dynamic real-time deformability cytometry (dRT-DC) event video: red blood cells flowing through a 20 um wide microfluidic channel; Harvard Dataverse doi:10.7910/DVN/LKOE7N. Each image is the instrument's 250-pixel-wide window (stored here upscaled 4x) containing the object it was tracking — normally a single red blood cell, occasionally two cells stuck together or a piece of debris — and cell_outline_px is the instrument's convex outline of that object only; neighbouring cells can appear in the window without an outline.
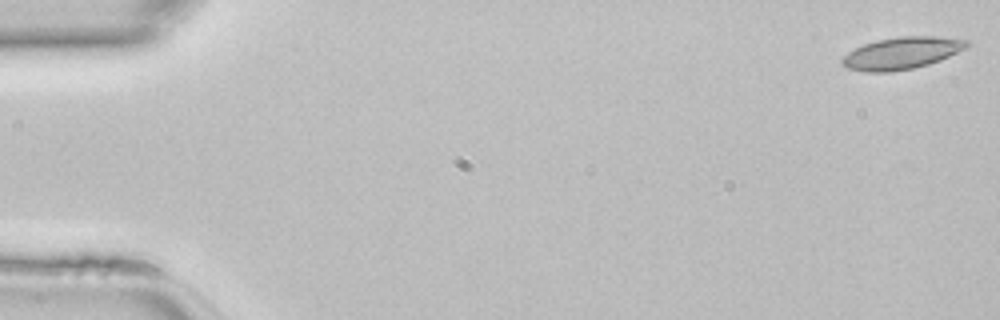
{"species": "common noctule bat (a hibernating species)", "species_latin": "Nyctalus noctula", "temperature_condition": "room temperature", "stored_images_in_passage": 47, "camera_frame_rate_fps": 3000, "um_per_image_px": 0.085, "animal": {"sex": "female", "body_mass_g": 22.7, "forearm_length_mm": 54.2}, "frame": {"image": 1, "passage_image": 1, "time_ms": 0.0, "image_size_px": [1000, 320], "cell_outline_px": [[968, 48], [940, 60], [928, 64], [912, 68], [892, 72], [864, 72], [848, 68], [840, 64], [840, 60], [848, 52], [864, 44], [880, 40], [900, 36], [936, 36], [968, 40]], "centroid_in_image_um": [76.65, 4.52], "position_along_channel_um": 8.4, "area_um2": 23.24}}
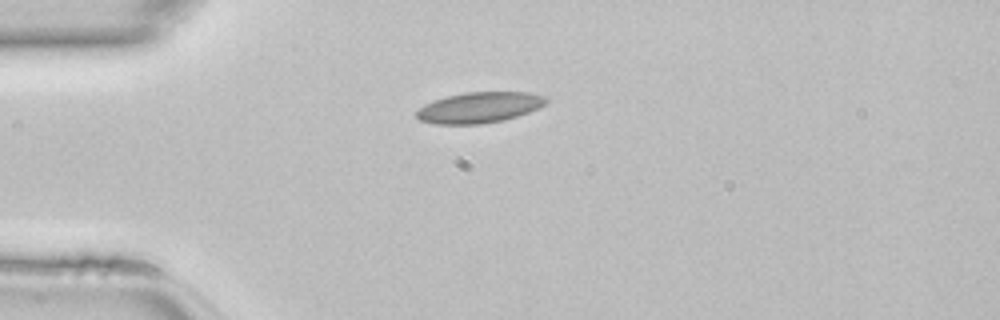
{"frame": {"image": 2, "passage_image": 12, "time_ms": 3.667, "image_size_px": [1000, 320], "cell_outline_px": [[548, 100], [540, 108], [504, 120], [480, 124], [436, 124], [420, 120], [416, 116], [416, 112], [424, 104], [448, 96], [464, 92], [528, 92], [548, 96]], "centroid_in_image_um": [40.78, 9.13], "position_along_channel_um": 44.2, "area_um2": 23.18}}
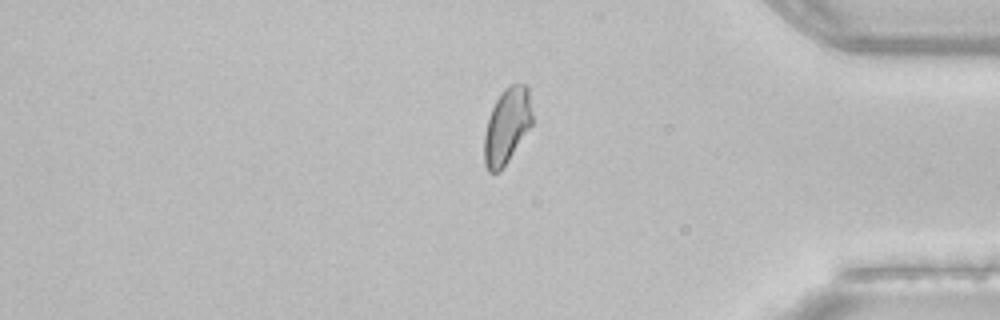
{"frame": {"image": 3, "passage_image": 39, "time_ms": 12.667, "image_size_px": [1000, 320], "cell_outline_px": [[532, 124], [508, 160], [496, 172], [488, 172], [484, 164], [484, 136], [488, 120], [492, 108], [496, 100], [504, 88], [512, 84], [524, 84], [528, 88], [532, 112]], "centroid_in_image_um": [43.08, 10.68], "position_along_channel_um": 392.1, "area_um2": 20.75}}